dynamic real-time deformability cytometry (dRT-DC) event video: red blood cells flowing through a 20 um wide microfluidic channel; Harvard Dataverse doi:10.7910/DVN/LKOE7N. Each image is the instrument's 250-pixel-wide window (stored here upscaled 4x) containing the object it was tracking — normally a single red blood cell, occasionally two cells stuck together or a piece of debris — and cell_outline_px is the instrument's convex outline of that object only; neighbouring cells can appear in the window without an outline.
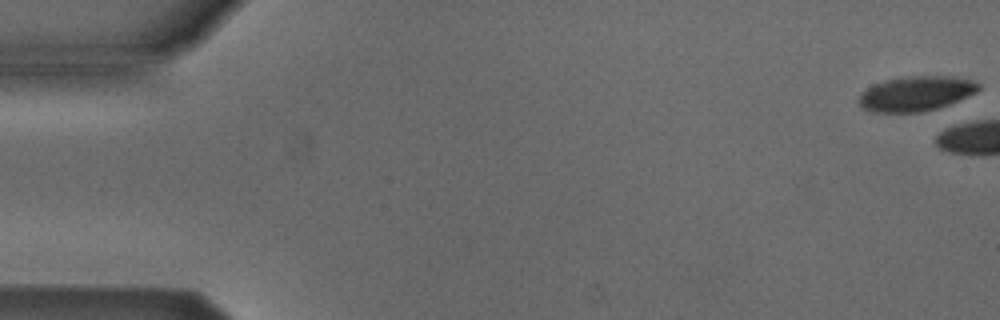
{"species": "Egyptian fruit bat (a non-hibernating species)", "species_latin": "Rousettus aegyptiacus", "temperature_condition": "cold", "stored_images_in_passage": 4, "camera_frame_rate_fps": 3000, "um_per_image_px": 0.085, "animal": {"sex": "male"}, "frame": {"image": 1, "passage_image": 1, "time_ms": 0.0, "image_size_px": [1000, 320], "cell_outline_px": [[980, 88], [976, 92], [948, 104], [936, 108], [920, 112], [872, 112], [864, 108], [860, 104], [860, 96], [868, 88], [876, 84], [888, 80], [908, 76], [952, 76], [972, 80], [980, 84]], "centroid_in_image_um": [77.9, 7.95], "position_along_channel_um": 7.1, "area_um2": 23.76}}